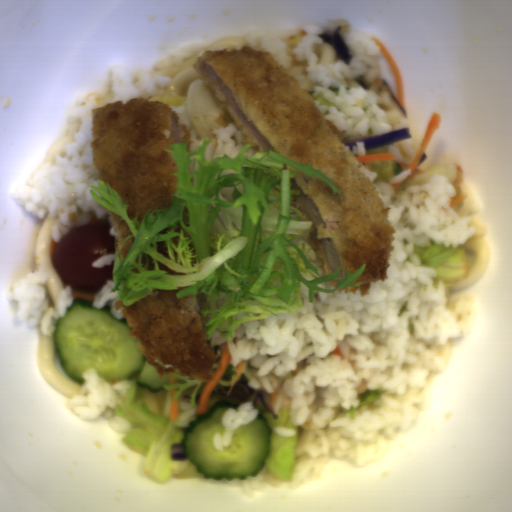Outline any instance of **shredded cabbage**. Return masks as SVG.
Here are the masks:
<instances>
[{"label":"shredded cabbage","instance_id":"1791243f","mask_svg":"<svg viewBox=\"0 0 512 512\" xmlns=\"http://www.w3.org/2000/svg\"><path fill=\"white\" fill-rule=\"evenodd\" d=\"M213 141L202 137L195 151L183 142H168L164 152L174 159L178 182L171 203L148 211L141 222L140 211L131 219L129 202L109 182L89 185L93 200L124 220L131 234L114 253L113 286L123 305H133L154 292L173 290L184 297L205 293V340L215 329L225 340H233L246 321L297 314L304 300L300 282L308 287L309 302L315 293H336L360 287L355 281L366 262L353 273L338 278L341 266L322 274L309 261L311 248L296 245L306 238L313 221L300 220L302 212L291 205L302 190L292 188L295 170L326 182L342 201L340 190L311 162L298 163L269 150L245 153L244 143L233 157L227 153L205 159ZM118 220V221H119Z\"/></svg>","mask_w":512,"mask_h":512}]
</instances>
